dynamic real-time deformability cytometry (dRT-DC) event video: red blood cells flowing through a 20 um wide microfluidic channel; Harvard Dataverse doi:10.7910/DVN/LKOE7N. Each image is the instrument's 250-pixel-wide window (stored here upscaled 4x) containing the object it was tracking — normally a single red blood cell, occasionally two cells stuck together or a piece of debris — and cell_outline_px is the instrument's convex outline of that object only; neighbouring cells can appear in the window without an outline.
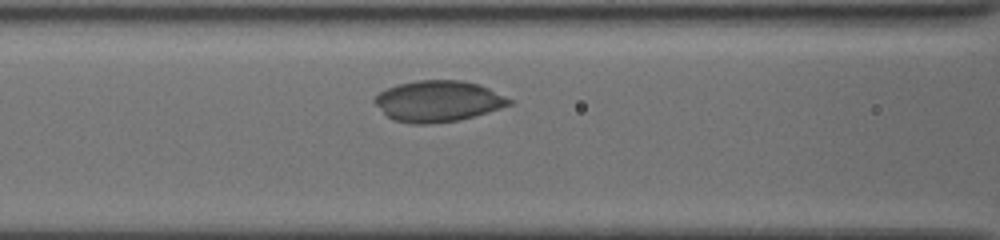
{"species": "common noctule bat (a hibernating species)", "species_latin": "Nyctalus noctula", "temperature_condition": "cold", "stored_images_in_passage": 7, "camera_frame_rate_fps": 3000, "um_per_image_px": 0.085, "animal": {"sex": "female", "body_mass_g": 19.5, "forearm_length_mm": 54.1}, "frame": {"image": 1, "passage_image": 5, "time_ms": 3.0, "image_size_px": [1000, 240], "cell_outline_px": [[512, 104], [472, 116], [456, 120], [428, 124], [412, 124], [396, 120], [388, 116], [372, 100], [380, 92], [396, 84], [416, 80], [464, 80], [480, 84], [512, 100]], "centroid_in_image_um": [37.22, 8.58], "position_along_channel_um": 129.4, "area_um2": 31.79}}
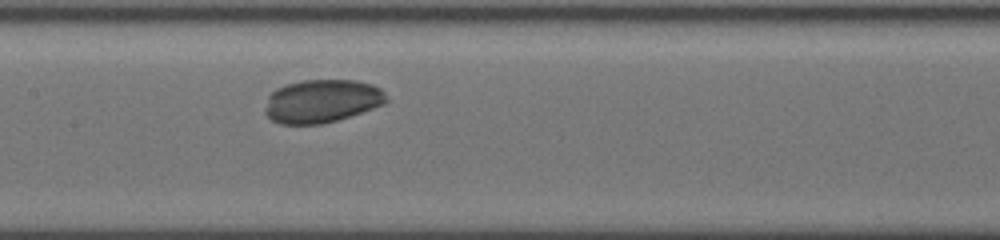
{"frame": {"image": 2, "passage_image": 7, "time_ms": 4.333, "image_size_px": [1000, 240], "cell_outline_px": [[388, 100], [384, 104], [336, 120], [320, 124], [280, 124], [272, 120], [264, 112], [268, 96], [276, 88], [300, 80], [356, 80], [372, 84], [380, 88], [384, 92]], "centroid_in_image_um": [27.34, 8.58], "position_along_channel_um": 180.1, "area_um2": 30.4}}